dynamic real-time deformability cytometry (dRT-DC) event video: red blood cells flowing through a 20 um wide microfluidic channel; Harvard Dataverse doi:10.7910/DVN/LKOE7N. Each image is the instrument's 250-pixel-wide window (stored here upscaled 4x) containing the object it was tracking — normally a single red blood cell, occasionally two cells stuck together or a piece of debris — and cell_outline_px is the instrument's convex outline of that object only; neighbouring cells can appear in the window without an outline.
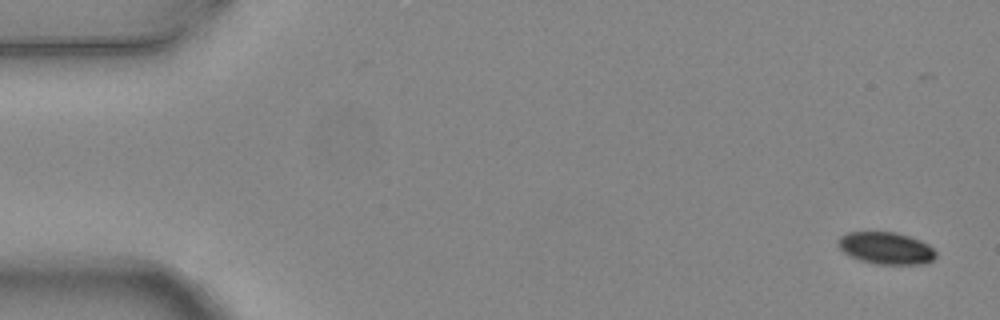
{"species": "common noctule bat (a hibernating species)", "species_latin": "Nyctalus noctula", "temperature_condition": "warm", "stored_images_in_passage": 6, "camera_frame_rate_fps": 3000, "um_per_image_px": 0.085, "animal": {"sex": "female", "body_mass_g": 24.6, "forearm_length_mm": 56.2}, "frame": {"image": 1, "passage_image": 1, "time_ms": 0.0, "image_size_px": [1000, 320], "cell_outline_px": [[936, 256], [932, 260], [924, 264], [876, 264], [860, 260], [844, 252], [836, 244], [836, 240], [840, 236], [848, 232], [896, 232], [920, 240], [928, 244], [936, 252]], "centroid_in_image_um": [75.3, 21.09], "position_along_channel_um": 9.7, "area_um2": 18.26}}
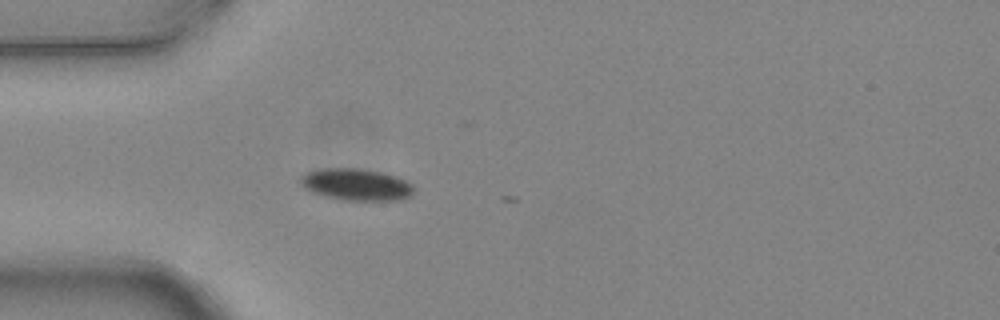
{"frame": {"image": 2, "passage_image": 5, "time_ms": 1.333, "image_size_px": [1000, 320], "cell_outline_px": [[412, 196], [400, 200], [344, 200], [324, 196], [312, 192], [304, 188], [300, 184], [300, 176], [304, 172], [320, 168], [360, 168], [384, 172], [396, 176], [412, 184]], "centroid_in_image_um": [30.24, 15.67], "position_along_channel_um": 54.8, "area_um2": 21.27}}